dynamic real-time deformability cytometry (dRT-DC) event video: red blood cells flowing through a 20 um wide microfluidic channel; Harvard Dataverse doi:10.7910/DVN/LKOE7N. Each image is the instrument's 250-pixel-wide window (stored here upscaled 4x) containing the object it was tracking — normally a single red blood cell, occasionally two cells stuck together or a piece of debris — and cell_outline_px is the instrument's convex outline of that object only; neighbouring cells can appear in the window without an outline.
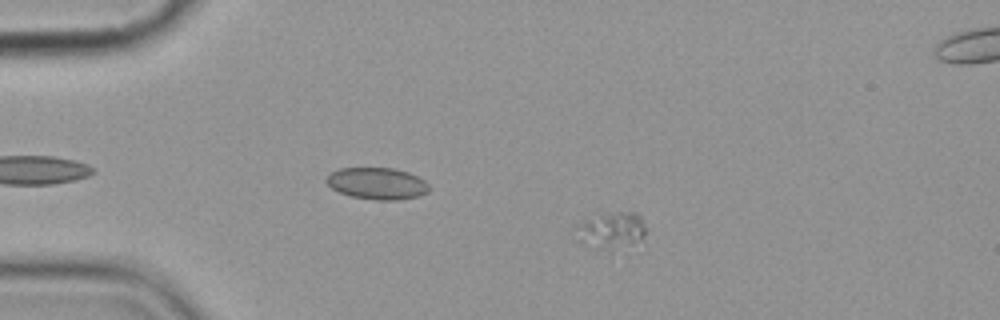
{"species": "common noctule bat (a hibernating species)", "species_latin": "Nyctalus noctula", "temperature_condition": "cold", "stored_images_in_passage": 5, "camera_frame_rate_fps": 3000, "um_per_image_px": 0.085, "animal": {"sex": "female", "body_mass_g": 19.9}, "frame": {"image": 1, "passage_image": 2, "time_ms": 1.333, "image_size_px": [1000, 320], "cell_outline_px": [[644, 236], [636, 248], [632, 252], [624, 256], [572, 240], [572, 228], [588, 220], [616, 212], [636, 212], [640, 216], [644, 228]], "centroid_in_image_um": [51.99, 19.76], "position_along_channel_um": 33.0, "area_um2": 16.24}}
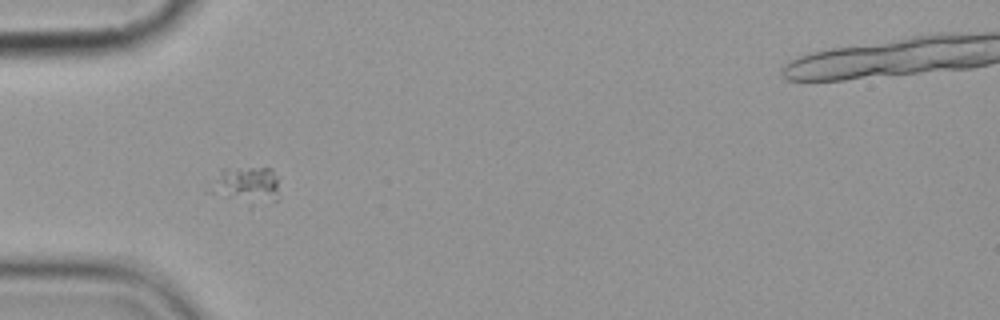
{"frame": {"image": 2, "passage_image": 4, "time_ms": 3.667, "image_size_px": [1000, 320], "cell_outline_px": [[280, 200], [272, 200], [228, 196], [204, 192], [224, 168], [272, 168], [280, 176]], "centroid_in_image_um": [21.02, 15.6], "position_along_channel_um": 64.0, "area_um2": 13.93}}
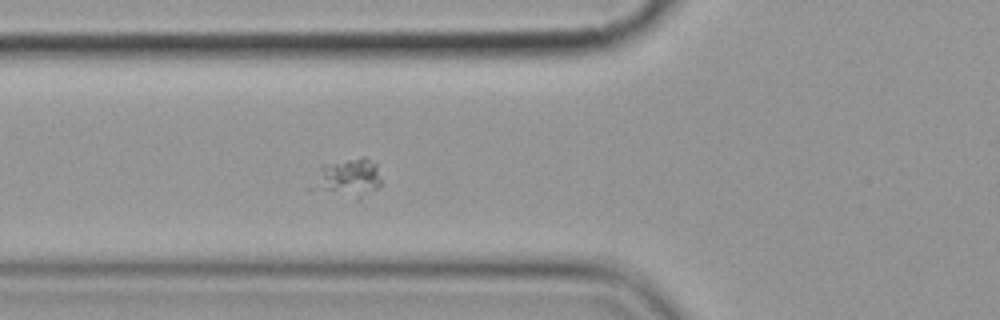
{"frame": {"image": 3, "passage_image": 5, "time_ms": 4.667, "image_size_px": [1000, 320], "cell_outline_px": [[380, 188], [360, 200], [356, 200], [308, 188], [320, 164], [364, 156], [376, 164], [380, 180]], "centroid_in_image_um": [29.54, 15.15], "position_along_channel_um": 96.3, "area_um2": 16.13}}